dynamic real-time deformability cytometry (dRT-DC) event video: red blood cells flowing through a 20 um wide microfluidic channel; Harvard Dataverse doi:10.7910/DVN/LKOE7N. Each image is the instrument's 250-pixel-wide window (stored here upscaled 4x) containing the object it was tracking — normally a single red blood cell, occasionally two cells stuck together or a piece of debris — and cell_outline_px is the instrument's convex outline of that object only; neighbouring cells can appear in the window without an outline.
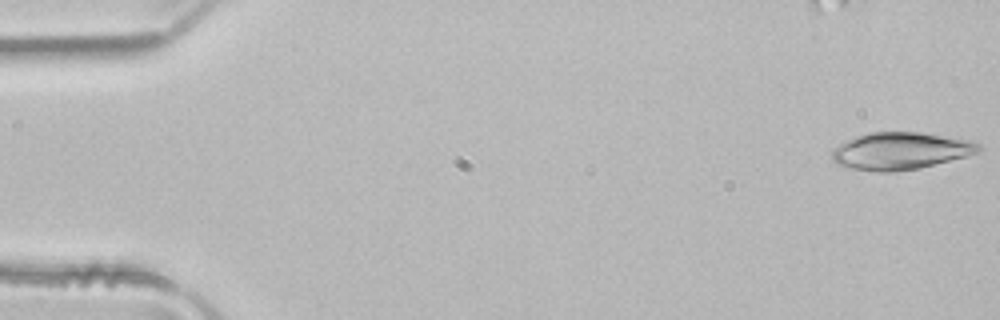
{"species": "common noctule bat (a hibernating species)", "species_latin": "Nyctalus noctula", "temperature_condition": "room temperature", "stored_images_in_passage": 13, "camera_frame_rate_fps": 3000, "um_per_image_px": 0.085, "animal": {"sex": "male", "body_mass_g": 21.5, "forearm_length_mm": 52.0}, "frame": {"image": 1, "passage_image": 1, "time_ms": 0.0, "image_size_px": [1000, 320], "cell_outline_px": [[984, 148], [980, 152], [968, 156], [920, 168], [896, 172], [876, 172], [852, 168], [836, 164], [832, 160], [832, 148], [856, 136], [868, 132], [920, 132], [968, 140], [980, 144]], "centroid_in_image_um": [76.56, 12.84], "position_along_channel_um": 8.4, "area_um2": 32.02}}